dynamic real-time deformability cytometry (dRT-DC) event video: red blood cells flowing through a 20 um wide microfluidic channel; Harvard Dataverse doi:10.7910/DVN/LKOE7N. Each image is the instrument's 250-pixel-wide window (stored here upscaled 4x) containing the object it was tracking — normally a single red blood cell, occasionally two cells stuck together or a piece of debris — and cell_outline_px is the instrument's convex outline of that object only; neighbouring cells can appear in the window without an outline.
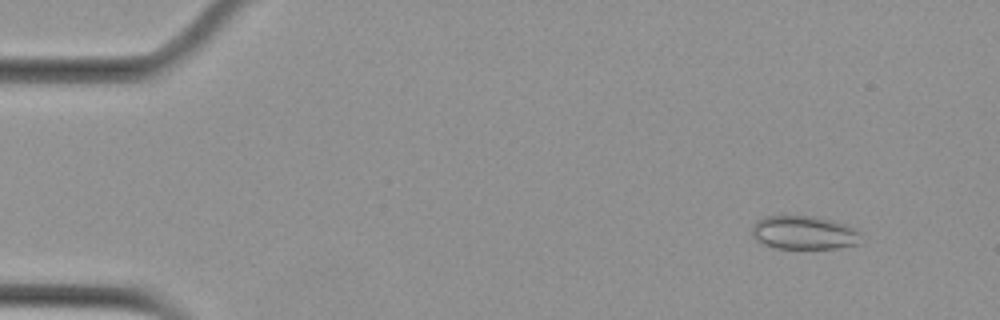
{"species": "Egyptian fruit bat (a non-hibernating species)", "species_latin": "Rousettus aegyptiacus", "temperature_condition": "cold", "stored_images_in_passage": 5, "camera_frame_rate_fps": 3000, "um_per_image_px": 0.085, "animal": {"sex": "female"}, "frame": {"image": 1, "passage_image": 2, "time_ms": 1.0, "image_size_px": [1000, 320], "cell_outline_px": [[860, 244], [840, 248], [776, 248], [764, 244], [756, 240], [752, 236], [752, 224], [756, 220], [764, 216], [784, 212], [812, 216], [832, 220], [844, 224], [860, 232]], "centroid_in_image_um": [68.27, 19.73], "position_along_channel_um": 16.7, "area_um2": 22.08}}